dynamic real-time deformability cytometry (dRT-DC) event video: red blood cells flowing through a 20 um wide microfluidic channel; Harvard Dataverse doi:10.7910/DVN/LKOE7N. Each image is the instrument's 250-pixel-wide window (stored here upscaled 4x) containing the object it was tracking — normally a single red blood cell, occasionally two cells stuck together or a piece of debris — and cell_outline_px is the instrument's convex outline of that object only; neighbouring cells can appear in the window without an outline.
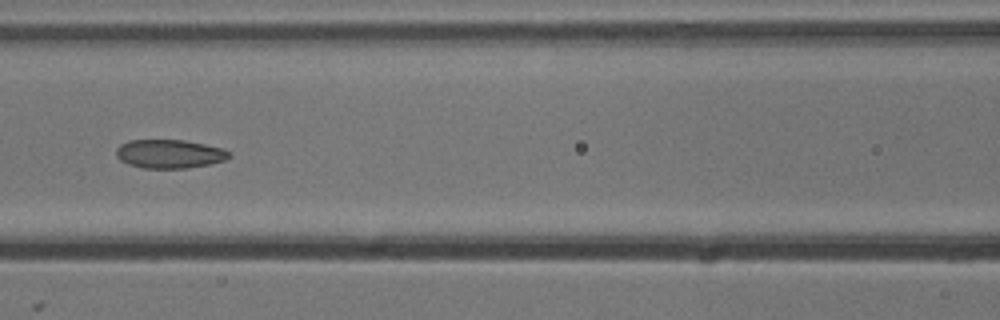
{"species": "common noctule bat (a hibernating species)", "species_latin": "Nyctalus noctula", "temperature_condition": "cold", "stored_images_in_passage": 9, "camera_frame_rate_fps": 3000, "um_per_image_px": 0.085, "animal": {"sex": "male", "body_mass_g": 13.3}, "frame": {"image": 1, "passage_image": 6, "time_ms": 1.667, "image_size_px": [1000, 320], "cell_outline_px": [[232, 156], [224, 160], [208, 164], [188, 168], [140, 168], [128, 164], [120, 160], [116, 156], [116, 148], [120, 144], [128, 140], [184, 140], [224, 148], [232, 152]], "centroid_in_image_um": [14.41, 13.08], "position_along_channel_um": 152.2, "area_um2": 19.07}}
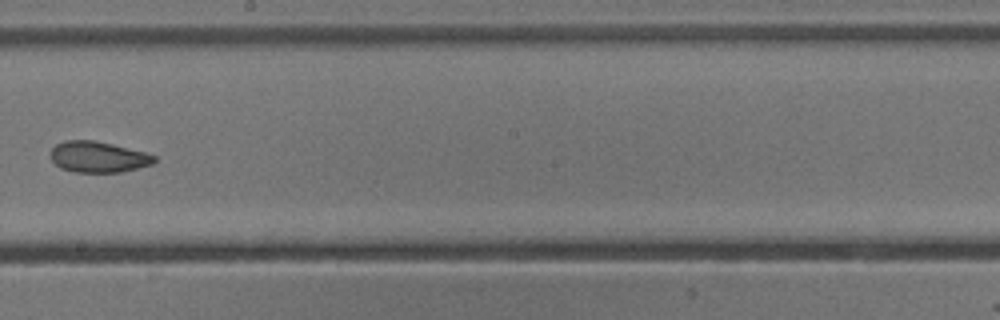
{"frame": {"image": 2, "passage_image": 8, "time_ms": 2.333, "image_size_px": [1000, 320], "cell_outline_px": [[156, 160], [152, 164], [120, 172], [72, 172], [60, 168], [52, 160], [52, 148], [56, 144], [64, 140], [96, 140], [144, 152], [156, 156]], "centroid_in_image_um": [8.33, 13.33], "position_along_channel_um": 239.9, "area_um2": 18.61}}
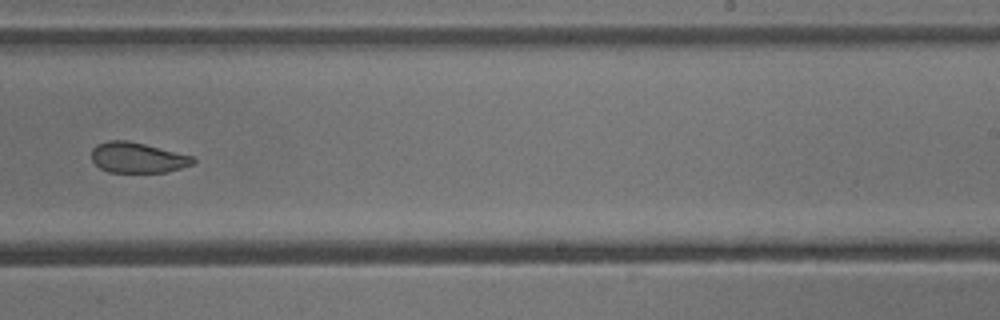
{"frame": {"image": 3, "passage_image": 9, "time_ms": 2.667, "image_size_px": [1000, 320], "cell_outline_px": [[196, 160], [192, 164], [180, 168], [164, 172], [108, 172], [100, 168], [92, 160], [92, 148], [96, 144], [108, 140], [128, 140], [192, 156]], "centroid_in_image_um": [11.65, 13.39], "position_along_channel_um": 277.4, "area_um2": 17.86}}